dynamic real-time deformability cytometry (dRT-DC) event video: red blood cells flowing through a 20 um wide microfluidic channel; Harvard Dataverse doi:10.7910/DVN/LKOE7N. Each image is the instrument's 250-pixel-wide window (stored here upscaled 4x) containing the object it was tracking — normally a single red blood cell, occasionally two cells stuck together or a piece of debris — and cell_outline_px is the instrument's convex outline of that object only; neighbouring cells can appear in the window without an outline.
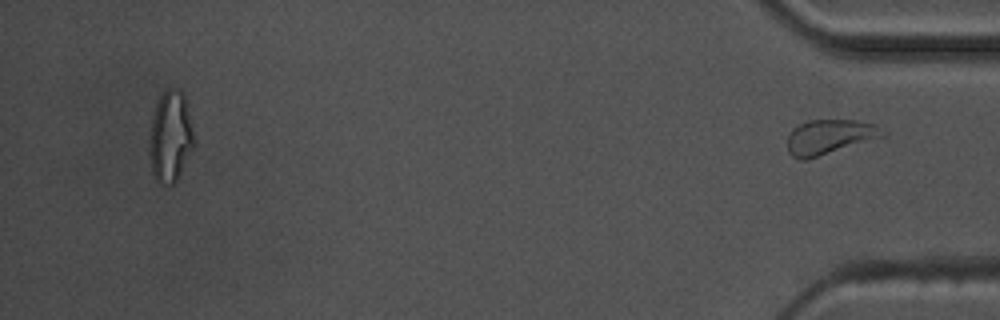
{"species": "common noctule bat (a hibernating species)", "species_latin": "Nyctalus noctula", "temperature_condition": "warm", "stored_images_in_passage": 55, "segment_of_instrument_passage": [2, 2], "camera_frame_rate_fps": 3000, "um_per_image_px": 0.085, "animal": {"sex": "male", "body_mass_g": 17.5, "forearm_length_mm": 52.3}, "frame": {"image": 1, "passage_image": 55, "time_ms": 18.0, "image_size_px": [1000, 320], "cell_outline_px": [[888, 136], [808, 160], [800, 160], [792, 156], [788, 152], [788, 136], [792, 128], [808, 120], [856, 120], [876, 124]], "centroid_in_image_um": [70.53, 11.65], "position_along_channel_um": 364.7, "area_um2": 19.71}}